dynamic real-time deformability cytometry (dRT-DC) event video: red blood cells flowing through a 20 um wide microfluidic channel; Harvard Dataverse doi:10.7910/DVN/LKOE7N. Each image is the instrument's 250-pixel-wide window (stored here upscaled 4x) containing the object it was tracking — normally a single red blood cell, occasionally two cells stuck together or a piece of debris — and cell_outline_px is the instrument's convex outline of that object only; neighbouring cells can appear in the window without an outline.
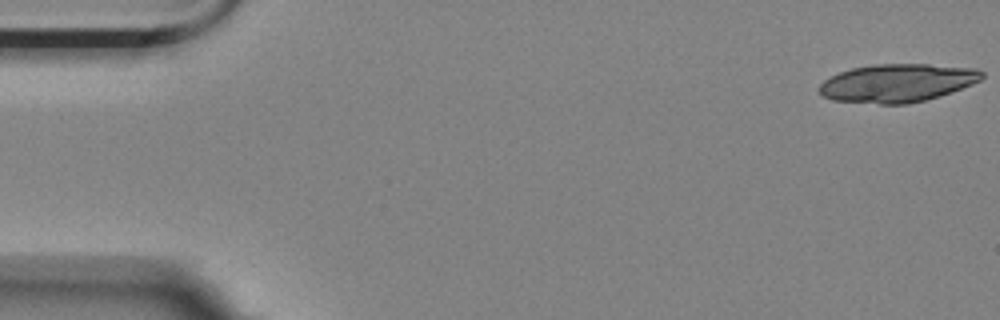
{"species": "Egyptian fruit bat (a non-hibernating species)", "species_latin": "Rousettus aegyptiacus", "temperature_condition": "room temperature", "stored_images_in_passage": 55, "camera_frame_rate_fps": 3000, "um_per_image_px": 0.085, "animal": {"sex": "female"}, "frame": {"image": 1, "passage_image": 1, "time_ms": 0.0, "image_size_px": [1000, 320], "cell_outline_px": [[984, 76], [980, 80], [972, 84], [940, 96], [908, 104], [880, 104], [832, 100], [824, 96], [816, 88], [824, 80], [840, 72], [852, 68], [872, 64], [928, 64], [976, 68], [984, 72]], "centroid_in_image_um": [76.27, 7.05], "position_along_channel_um": 8.7, "area_um2": 36.24}}
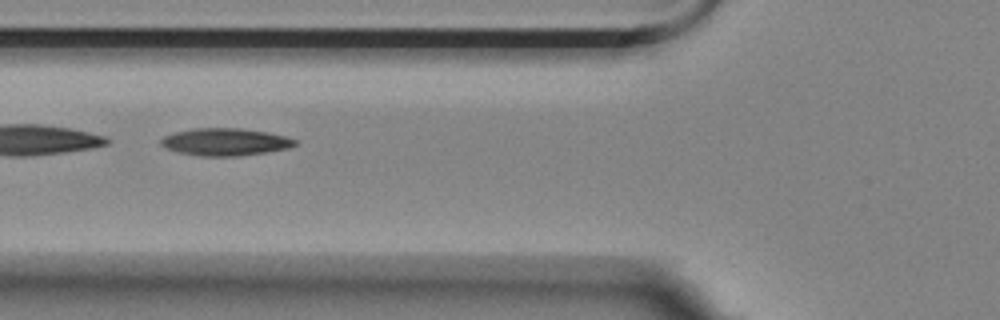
{"frame": {"image": 2, "passage_image": 21, "time_ms": 6.667, "image_size_px": [1000, 320], "cell_outline_px": [[296, 144], [288, 148], [264, 152], [236, 156], [200, 156], [180, 152], [164, 148], [160, 144], [160, 140], [164, 136], [176, 132], [192, 128], [240, 128], [268, 132], [284, 136], [296, 140]], "centroid_in_image_um": [19.1, 12.05], "position_along_channel_um": 106.7, "area_um2": 21.21}}
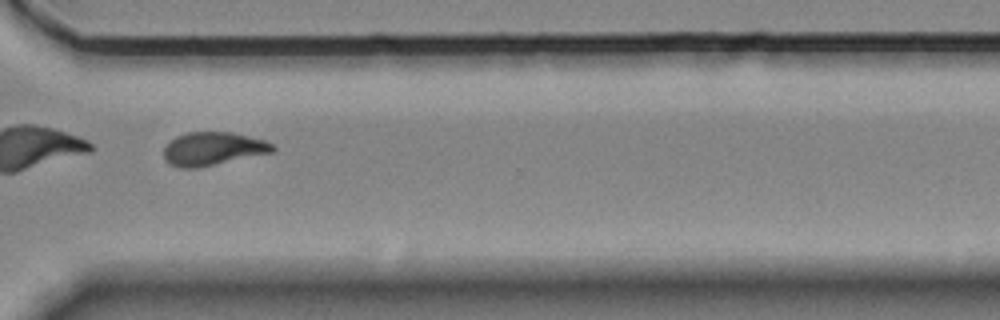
{"frame": {"image": 3, "passage_image": 42, "time_ms": 13.667, "image_size_px": [1000, 320], "cell_outline_px": [[276, 148], [272, 152], [196, 168], [180, 168], [168, 164], [164, 156], [164, 148], [176, 136], [188, 132], [232, 132], [264, 140], [272, 144]], "centroid_in_image_um": [18.07, 12.64], "position_along_channel_um": 352.5, "area_um2": 20.87}, "authors_computed_cell_mechanics": {"area_um2": 21.675, "velocity_mm_per_s": 3.5094, "shape_relaxation_time_tau1_ms": null, "shape_relaxation_time_tau2_ms": 3.4406, "deformation_change_tau1": null, "deformation_change_tau2": 0.1043}}